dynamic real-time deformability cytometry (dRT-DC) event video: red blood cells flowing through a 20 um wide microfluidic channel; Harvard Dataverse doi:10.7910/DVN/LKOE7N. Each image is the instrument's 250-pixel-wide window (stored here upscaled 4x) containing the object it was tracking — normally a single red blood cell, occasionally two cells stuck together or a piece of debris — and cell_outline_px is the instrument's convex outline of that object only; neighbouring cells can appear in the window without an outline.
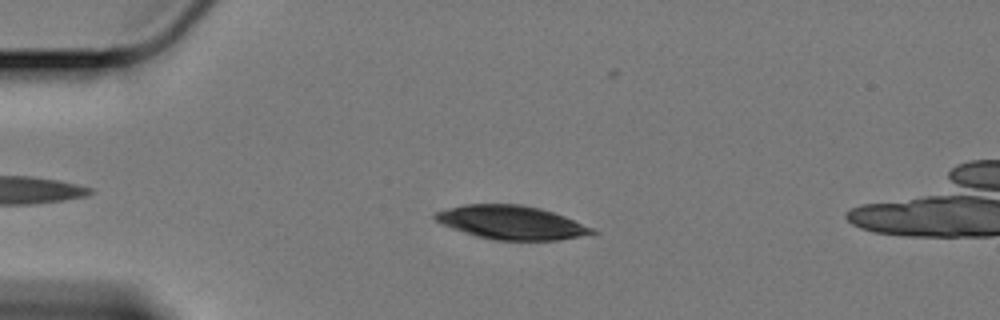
{"species": "Egyptian fruit bat (a non-hibernating species)", "species_latin": "Rousettus aegyptiacus", "temperature_condition": "cold", "stored_images_in_passage": 51, "camera_frame_rate_fps": 3000, "um_per_image_px": 0.085, "animal": {"sex": "female"}, "frame": {"image": 1, "passage_image": 11, "time_ms": 3.333, "image_size_px": [1000, 320], "cell_outline_px": [[596, 232], [580, 236], [560, 240], [492, 240], [476, 236], [452, 228], [436, 220], [432, 216], [436, 212], [448, 208], [464, 204], [520, 204], [540, 208], [564, 216], [592, 228]], "centroid_in_image_um": [43.43, 18.91], "position_along_channel_um": 41.6, "area_um2": 30.46}}
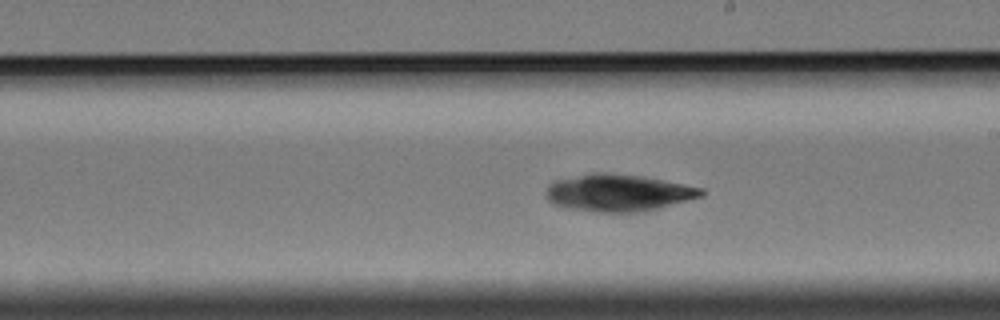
{"frame": {"image": 2, "passage_image": 31, "time_ms": 10.0, "image_size_px": [1000, 320], "cell_outline_px": [[704, 196], [644, 212], [596, 212], [568, 208], [552, 204], [544, 196], [548, 188], [556, 180], [596, 172], [640, 176], [704, 188]], "centroid_in_image_um": [52.57, 16.41], "position_along_channel_um": 236.4, "area_um2": 33.29}}
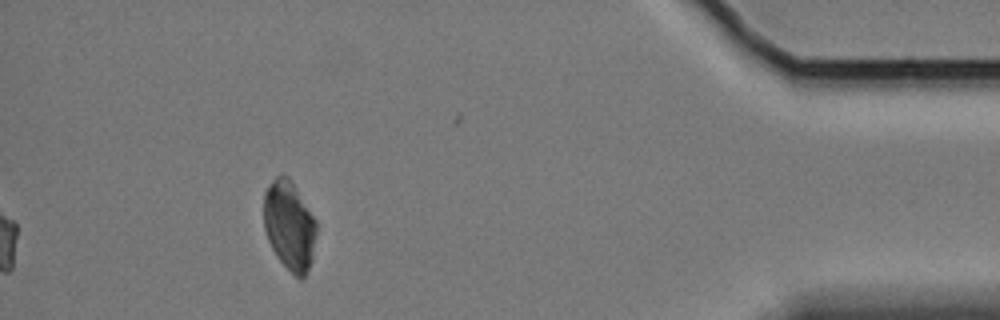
{"frame": {"image": 3, "passage_image": 51, "time_ms": 16.667, "image_size_px": [1000, 320], "cell_outline_px": [[316, 232], [312, 260], [304, 276], [300, 280], [276, 256], [268, 240], [264, 228], [264, 192], [272, 180], [276, 176], [288, 176], [316, 220]], "centroid_in_image_um": [24.59, 19.17], "position_along_channel_um": 410.6, "area_um2": 26.99}}